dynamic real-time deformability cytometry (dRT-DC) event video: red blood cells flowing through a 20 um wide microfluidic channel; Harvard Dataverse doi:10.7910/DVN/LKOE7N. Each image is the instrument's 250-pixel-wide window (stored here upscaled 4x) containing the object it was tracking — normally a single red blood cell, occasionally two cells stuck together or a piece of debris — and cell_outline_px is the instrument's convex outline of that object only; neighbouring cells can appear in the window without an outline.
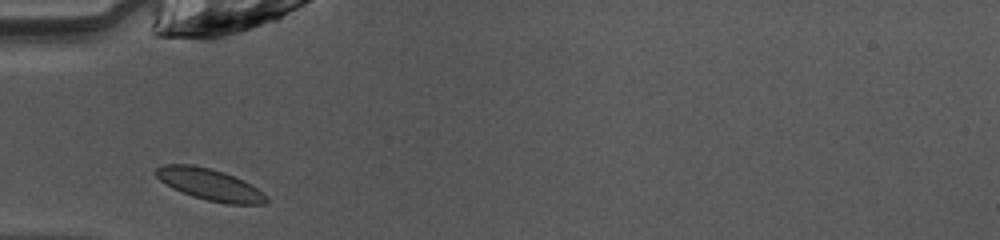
{"species": "common noctule bat (a hibernating species)", "species_latin": "Nyctalus noctula", "temperature_condition": "warm", "stored_images_in_passage": 26, "camera_frame_rate_fps": 3000, "um_per_image_px": 0.085, "animal": {"sex": "female", "body_mass_g": 10.0, "forearm_length_mm": 53.1}, "frame": {"image": 1, "passage_image": 1, "time_ms": 0.0, "image_size_px": [1000, 240], "cell_outline_px": [[268, 200], [264, 204], [228, 204], [208, 200], [192, 196], [172, 188], [160, 180], [156, 176], [156, 168], [164, 164], [192, 164], [224, 172], [244, 180], [268, 196]], "centroid_in_image_um": [17.84, 15.68], "position_along_channel_um": 67.2, "area_um2": 20.17}}
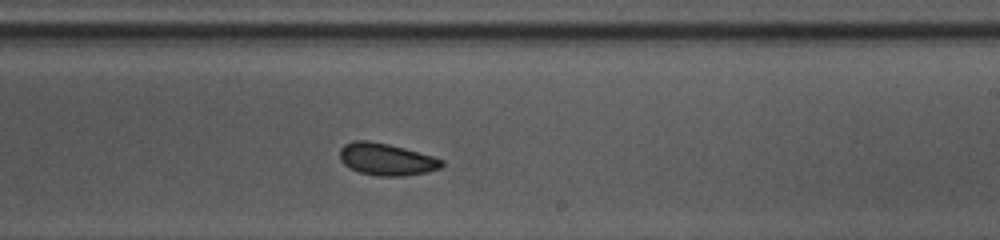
{"frame": {"image": 2, "passage_image": 15, "time_ms": 4.667, "image_size_px": [1000, 240], "cell_outline_px": [[444, 164], [440, 168], [428, 172], [404, 176], [376, 176], [360, 172], [344, 164], [340, 160], [340, 148], [344, 144], [352, 140], [368, 140], [388, 144], [404, 148], [432, 156], [444, 160]], "centroid_in_image_um": [32.84, 13.54], "position_along_channel_um": 256.2, "area_um2": 19.07}}
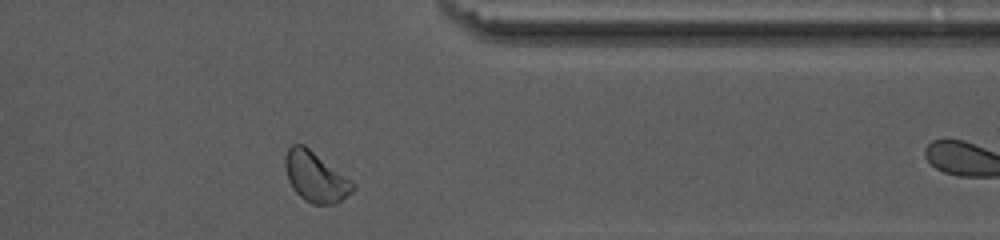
{"frame": {"image": 3, "passage_image": 25, "time_ms": 8.0, "image_size_px": [1000, 240], "cell_outline_px": [[356, 188], [352, 192], [336, 204], [312, 204], [304, 200], [292, 188], [288, 180], [284, 168], [284, 156], [288, 148], [292, 144], [304, 144], [352, 180], [356, 184]], "centroid_in_image_um": [26.81, 15.03], "position_along_channel_um": 384.6, "area_um2": 20.06}, "authors_computed_cell_mechanics": {"area_um2": 18.8428, "velocity_mm_per_s": 4.0582, "shape_relaxation_time_tau1_ms": 5.7209, "shape_relaxation_time_tau2_ms": 5.701, "deformation_change_tau1": 0.0937, "deformation_change_tau2": 0.0875}}